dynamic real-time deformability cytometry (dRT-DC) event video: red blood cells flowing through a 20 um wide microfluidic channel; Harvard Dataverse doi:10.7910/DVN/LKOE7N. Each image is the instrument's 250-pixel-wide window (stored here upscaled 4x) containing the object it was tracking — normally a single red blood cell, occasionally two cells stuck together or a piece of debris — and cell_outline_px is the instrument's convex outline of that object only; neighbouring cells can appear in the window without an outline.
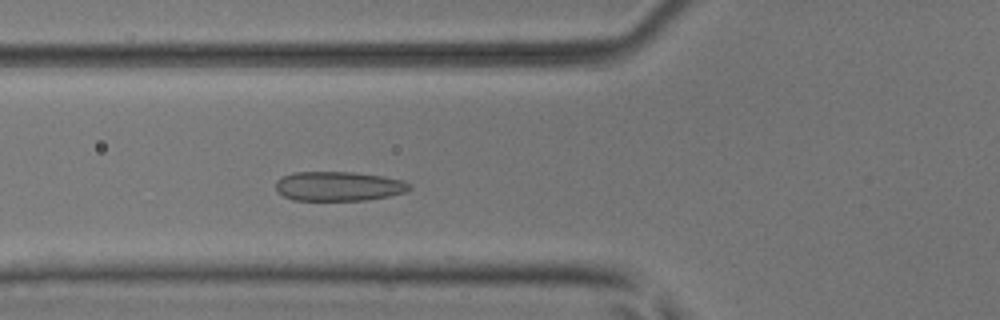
{"species": "common noctule bat (a hibernating species)", "species_latin": "Nyctalus noctula", "temperature_condition": "room temperature", "stored_images_in_passage": 42, "camera_frame_rate_fps": 3000, "um_per_image_px": 0.085, "animal": {"sex": "male", "body_mass_g": 17.9, "forearm_length_mm": 54.2}, "frame": {"image": 1, "passage_image": 10, "time_ms": 3.0, "image_size_px": [1000, 320], "cell_outline_px": [[412, 188], [408, 192], [388, 196], [364, 200], [292, 200], [276, 192], [276, 180], [292, 172], [356, 172], [384, 176], [404, 180], [412, 184]], "centroid_in_image_um": [28.82, 15.82], "position_along_channel_um": 97.0, "area_um2": 23.24}}
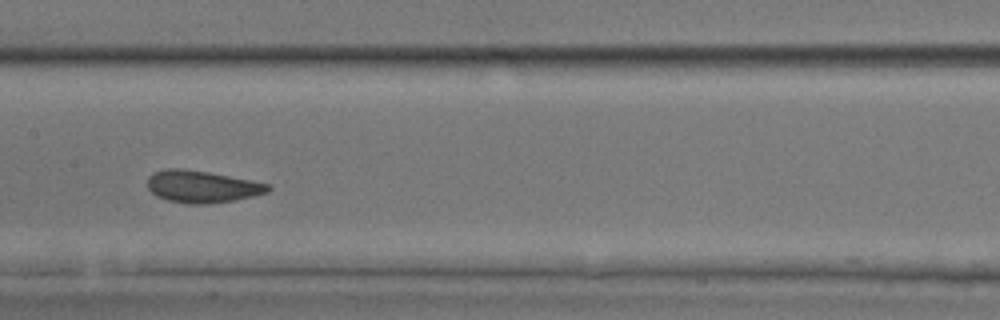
{"frame": {"image": 2, "passage_image": 17, "time_ms": 5.333, "image_size_px": [1000, 320], "cell_outline_px": [[272, 188], [268, 192], [252, 196], [232, 200], [204, 204], [188, 204], [168, 200], [156, 196], [148, 188], [148, 176], [152, 172], [168, 168], [180, 168], [208, 172], [252, 180], [268, 184]], "centroid_in_image_um": [17.14, 15.85], "position_along_channel_um": 190.3, "area_um2": 22.43}}
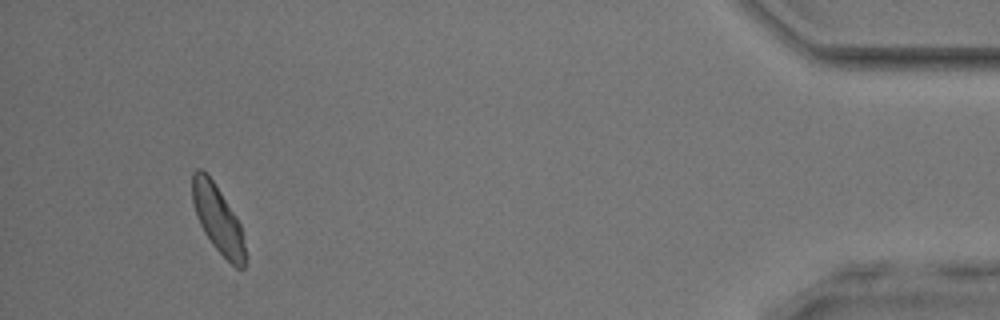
{"frame": {"image": 3, "passage_image": 39, "time_ms": 12.667, "image_size_px": [1000, 320], "cell_outline_px": [[244, 268], [236, 268], [212, 244], [204, 232], [196, 216], [192, 200], [192, 172], [196, 168], [200, 168], [212, 180], [236, 216], [240, 224], [244, 244]], "centroid_in_image_um": [18.48, 18.59], "position_along_channel_um": 416.7, "area_um2": 20.29}, "authors_computed_cell_mechanics": {"area_um2": 21.6461, "velocity_mm_per_s": 3.9983, "shape_relaxation_time_tau1_ms": 3.4922, "shape_relaxation_time_tau2_ms": 3.7072, "deformation_change_tau1": 0.0867, "deformation_change_tau2": 0.1002}}